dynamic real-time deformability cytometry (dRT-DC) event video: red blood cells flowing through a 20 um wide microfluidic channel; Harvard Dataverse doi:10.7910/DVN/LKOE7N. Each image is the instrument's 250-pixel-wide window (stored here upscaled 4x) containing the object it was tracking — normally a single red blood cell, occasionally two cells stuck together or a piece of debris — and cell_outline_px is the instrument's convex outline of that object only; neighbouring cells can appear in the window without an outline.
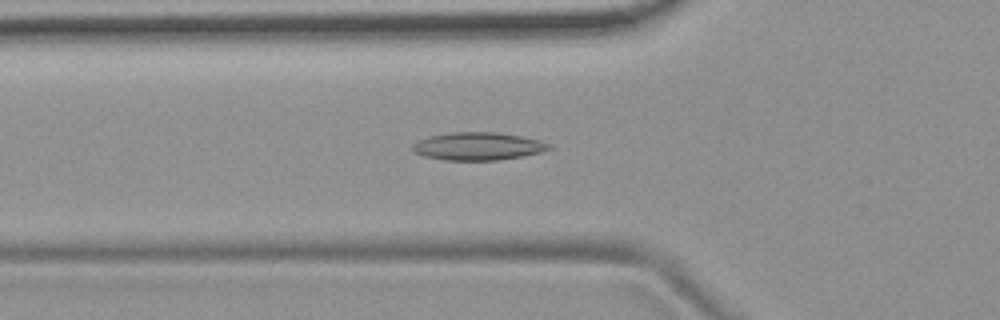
{"species": "common noctule bat (a hibernating species)", "species_latin": "Nyctalus noctula", "temperature_condition": "room temperature", "stored_images_in_passage": 38, "camera_frame_rate_fps": 3000, "um_per_image_px": 0.085, "animal": {"sex": "female", "body_mass_g": 19.9}, "frame": {"image": 1, "passage_image": 19, "time_ms": 6.0, "image_size_px": [1000, 320], "cell_outline_px": [[552, 148], [544, 152], [496, 160], [444, 160], [424, 156], [412, 152], [412, 144], [420, 140], [432, 136], [448, 132], [496, 132], [520, 136], [540, 140], [552, 144]], "centroid_in_image_um": [40.65, 12.43], "position_along_channel_um": 85.2, "area_um2": 22.14}}
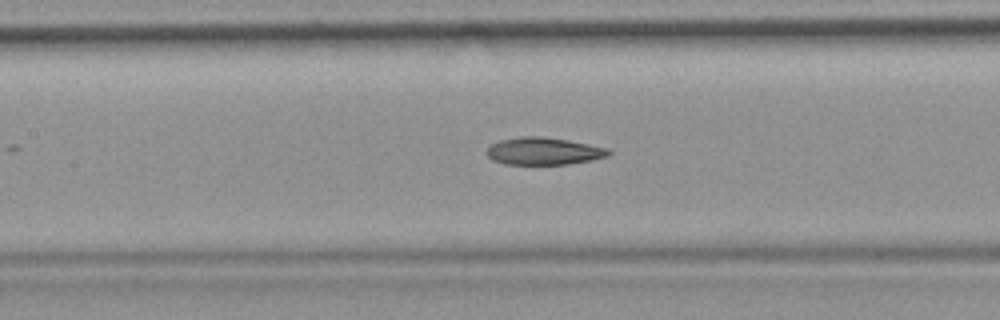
{"frame": {"image": 2, "passage_image": 25, "time_ms": 8.0, "image_size_px": [1000, 320], "cell_outline_px": [[612, 152], [608, 156], [592, 160], [568, 164], [504, 164], [492, 160], [488, 156], [488, 148], [492, 144], [500, 140], [524, 136], [540, 136], [568, 140], [608, 148]], "centroid_in_image_um": [46.23, 12.85], "position_along_channel_um": 161.2, "area_um2": 19.31}}
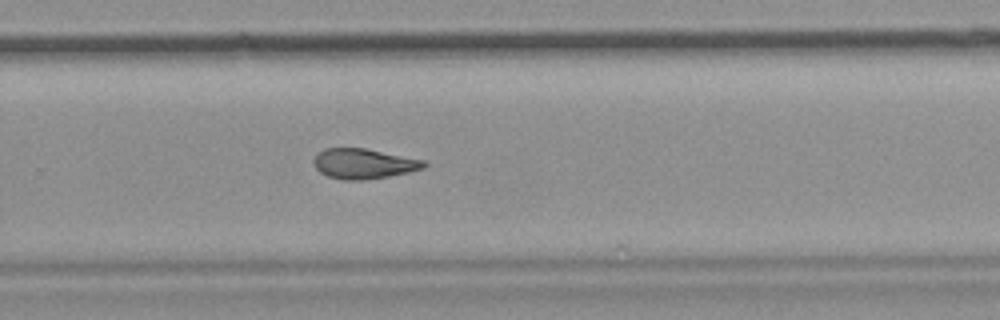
{"frame": {"image": 3, "passage_image": 36, "time_ms": 11.667, "image_size_px": [1000, 320], "cell_outline_px": [[428, 164], [424, 168], [408, 172], [388, 176], [364, 180], [344, 180], [328, 176], [320, 172], [316, 168], [312, 160], [324, 148], [364, 148], [424, 160]], "centroid_in_image_um": [30.91, 13.91], "position_along_channel_um": 298.9, "area_um2": 19.19}}